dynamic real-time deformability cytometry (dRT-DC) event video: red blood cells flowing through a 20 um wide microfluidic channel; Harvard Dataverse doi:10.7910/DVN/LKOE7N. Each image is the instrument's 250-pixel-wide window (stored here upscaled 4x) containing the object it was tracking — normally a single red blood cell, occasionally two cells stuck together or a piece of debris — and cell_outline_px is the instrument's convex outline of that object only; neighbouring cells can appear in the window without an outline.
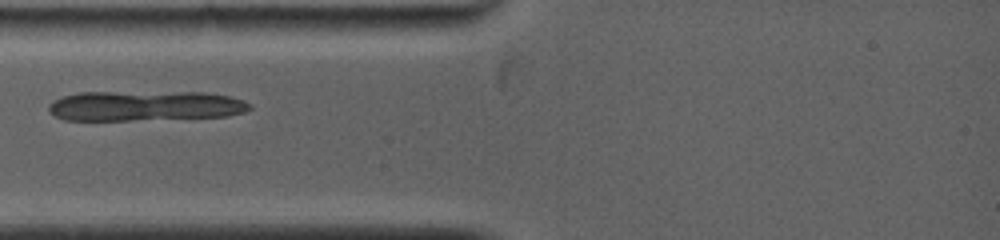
{"species": "common noctule bat (a hibernating species)", "species_latin": "Nyctalus noctula", "temperature_condition": "warm", "stored_images_in_passage": 3, "camera_frame_rate_fps": 5000, "um_per_image_px": 0.085, "animal": {"sex": "female", "body_mass_g": 19.0, "forearm_length_mm": 53.3}, "frame": {"image": 1, "passage_image": 1, "time_ms": 0.0, "image_size_px": [1000, 240], "cell_outline_px": [[172, 24], [168, 28], [148, 36], [64, 36], [68, 20], [168, 20]], "centroid_in_image_um": [9.8, 2.36], "position_along_channel_um": 75.2, "area_um2": 11.33}}